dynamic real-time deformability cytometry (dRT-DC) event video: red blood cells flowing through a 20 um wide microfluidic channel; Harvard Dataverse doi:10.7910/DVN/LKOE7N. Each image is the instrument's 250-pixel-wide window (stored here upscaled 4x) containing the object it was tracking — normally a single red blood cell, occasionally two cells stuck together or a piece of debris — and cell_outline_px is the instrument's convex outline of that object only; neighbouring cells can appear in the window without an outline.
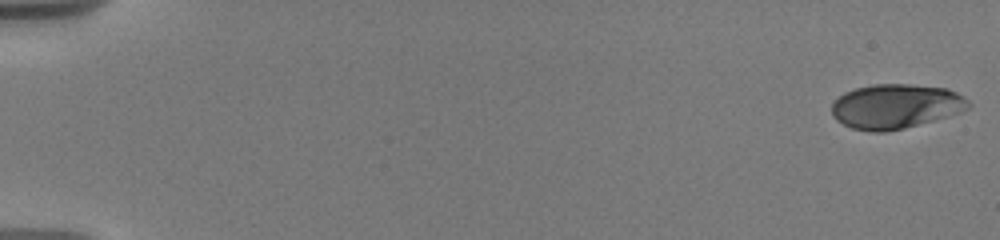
{"species": "human", "species_latin": "Homo sapiens", "temperature_condition": "warm", "stored_images_in_passage": 71, "camera_frame_rate_fps": 3000, "um_per_image_px": 0.085, "donor": {"sex": "male"}, "frame": {"image": 1, "passage_image": 1, "time_ms": 0.0, "image_size_px": [1000, 240], "cell_outline_px": [[972, 104], [968, 108], [960, 112], [904, 128], [884, 132], [868, 132], [852, 128], [836, 120], [832, 116], [832, 104], [844, 92], [856, 88], [872, 84], [912, 84], [944, 88], [956, 92], [964, 96]], "centroid_in_image_um": [76.11, 9.03], "position_along_channel_um": 8.9, "area_um2": 35.37}}
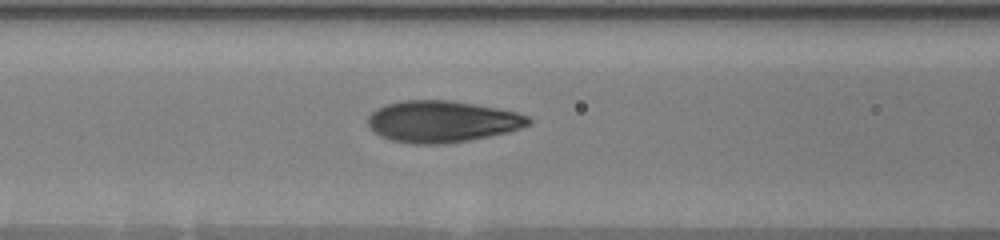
{"frame": {"image": 2, "passage_image": 37, "time_ms": 8.0, "image_size_px": [1000, 240], "cell_outline_px": [[532, 124], [508, 132], [468, 140], [444, 144], [412, 144], [392, 140], [380, 136], [368, 128], [368, 116], [376, 108], [384, 104], [404, 100], [448, 100], [496, 108], [516, 112], [528, 116], [532, 120]], "centroid_in_image_um": [37.54, 10.33], "position_along_channel_um": 129.1, "area_um2": 38.96}}
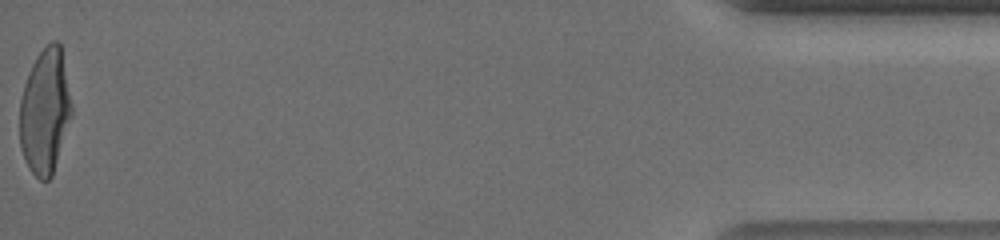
{"frame": {"image": 3, "passage_image": 71, "time_ms": 18.333, "image_size_px": [1000, 240], "cell_outline_px": [[72, 116], [52, 176], [48, 180], [40, 180], [28, 168], [20, 148], [20, 100], [24, 84], [28, 72], [36, 56], [52, 40], [56, 40], [60, 44], [72, 104]], "centroid_in_image_um": [3.82, 9.48], "position_along_channel_um": 431.4, "area_um2": 37.92}, "authors_computed_cell_mechanics": {"area_um2": 37.57, "velocity_mm_per_s": 3.7126, "shape_relaxation_time_tau1_ms": 3.9231, "shape_relaxation_time_tau2_ms": null, "deformation_change_tau1": 0.2071, "deformation_change_tau2": null}}